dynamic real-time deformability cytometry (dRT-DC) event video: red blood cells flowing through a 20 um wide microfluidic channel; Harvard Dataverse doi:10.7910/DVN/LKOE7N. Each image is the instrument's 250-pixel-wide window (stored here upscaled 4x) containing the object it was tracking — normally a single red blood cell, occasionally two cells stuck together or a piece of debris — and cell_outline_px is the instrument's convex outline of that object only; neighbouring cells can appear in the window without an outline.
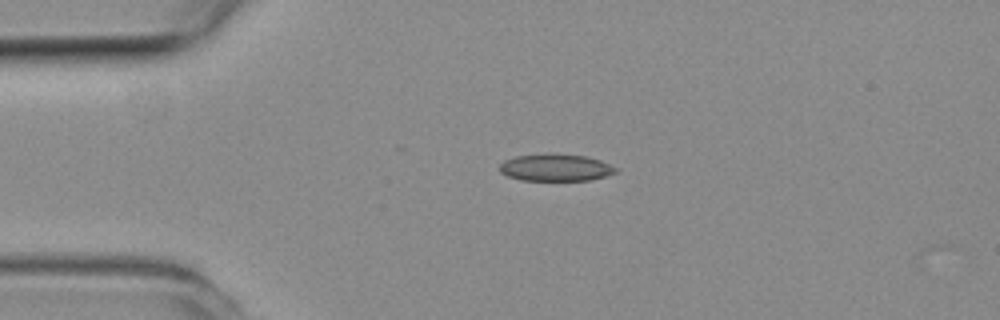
{"species": "common noctule bat (a hibernating species)", "species_latin": "Nyctalus noctula", "temperature_condition": "room temperature", "stored_images_in_passage": 4, "camera_frame_rate_fps": 3000, "um_per_image_px": 0.085, "animal": {"sex": "female", "body_mass_g": 19.3, "forearm_length_mm": 54.1}, "frame": {"image": 1, "passage_image": 3, "time_ms": 0.667, "image_size_px": [1000, 320], "cell_outline_px": [[620, 168], [616, 172], [604, 176], [588, 180], [520, 180], [508, 176], [500, 172], [500, 164], [504, 160], [516, 156], [588, 156], [600, 160]], "centroid_in_image_um": [47.26, 14.28], "position_along_channel_um": 37.7, "area_um2": 17.57}}